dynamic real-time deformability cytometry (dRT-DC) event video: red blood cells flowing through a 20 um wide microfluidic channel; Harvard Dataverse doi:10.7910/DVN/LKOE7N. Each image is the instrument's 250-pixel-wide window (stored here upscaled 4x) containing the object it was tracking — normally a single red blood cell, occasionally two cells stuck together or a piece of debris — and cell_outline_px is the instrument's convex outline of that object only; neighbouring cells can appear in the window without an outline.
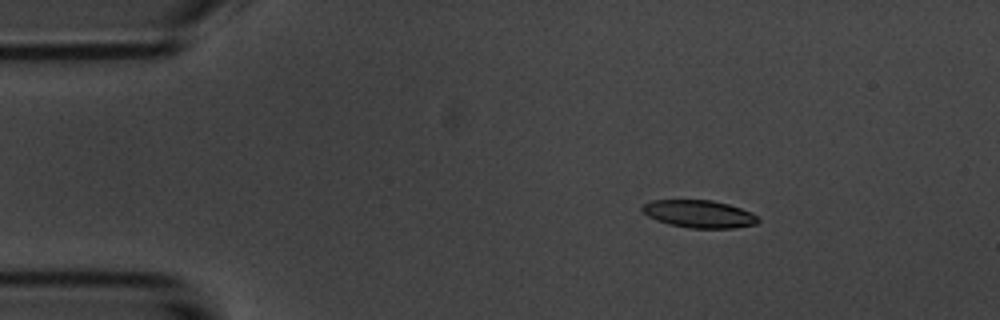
{"species": "common noctule bat (a hibernating species)", "species_latin": "Nyctalus noctula", "temperature_condition": "room temperature", "stored_images_in_passage": 3, "camera_frame_rate_fps": 3000, "um_per_image_px": 0.085, "animal": {"sex": "male", "body_mass_g": 20.1, "forearm_length_mm": 53.5}, "frame": {"image": 1, "passage_image": 1, "time_ms": 0.0, "image_size_px": [1000, 320], "cell_outline_px": [[760, 220], [756, 224], [736, 228], [692, 228], [668, 224], [656, 220], [648, 216], [640, 208], [644, 204], [652, 200], [712, 200], [728, 204], [752, 212]], "centroid_in_image_um": [59.43, 18.19], "position_along_channel_um": 25.6, "area_um2": 18.61}}